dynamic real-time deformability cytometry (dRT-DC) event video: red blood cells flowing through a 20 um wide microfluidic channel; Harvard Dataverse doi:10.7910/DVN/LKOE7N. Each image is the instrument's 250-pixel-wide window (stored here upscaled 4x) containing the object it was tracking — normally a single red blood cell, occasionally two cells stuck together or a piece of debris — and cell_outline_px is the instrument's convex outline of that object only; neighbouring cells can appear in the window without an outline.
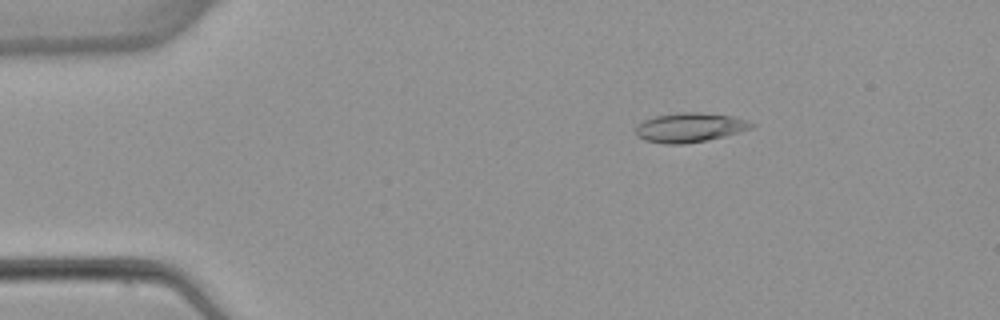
{"species": "common noctule bat (a hibernating species)", "species_latin": "Nyctalus noctula", "temperature_condition": "warm", "stored_images_in_passage": 5, "camera_frame_rate_fps": 3000, "um_per_image_px": 0.085, "animal": {"sex": "female", "body_mass_g": 22.7, "forearm_length_mm": 54.2}, "frame": {"image": 1, "passage_image": 1, "time_ms": 0.0, "image_size_px": [1000, 320], "cell_outline_px": [[756, 124], [752, 128], [724, 136], [684, 144], [664, 144], [644, 140], [636, 136], [636, 128], [644, 120], [656, 116], [680, 112], [700, 112], [732, 116], [748, 120]], "centroid_in_image_um": [58.64, 10.83], "position_along_channel_um": 26.4, "area_um2": 19.71}}
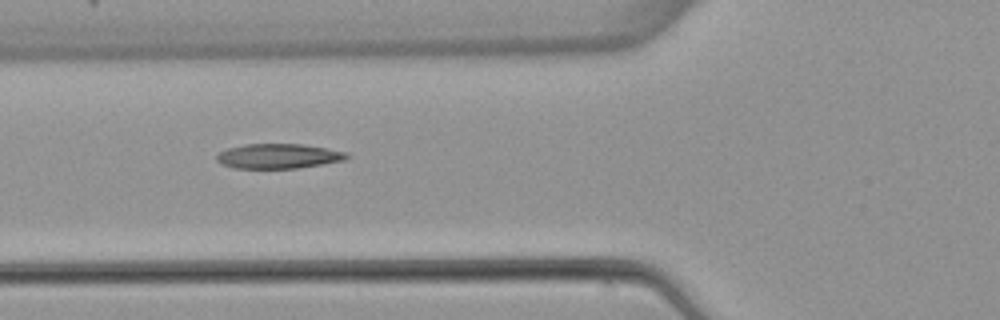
{"frame": {"image": 2, "passage_image": 4, "time_ms": 3.667, "image_size_px": [1000, 320], "cell_outline_px": [[352, 156], [344, 160], [296, 168], [236, 168], [220, 164], [216, 160], [216, 156], [220, 152], [228, 148], [244, 144], [304, 144], [348, 152]], "centroid_in_image_um": [23.67, 13.26], "position_along_channel_um": 102.1, "area_um2": 18.79}}
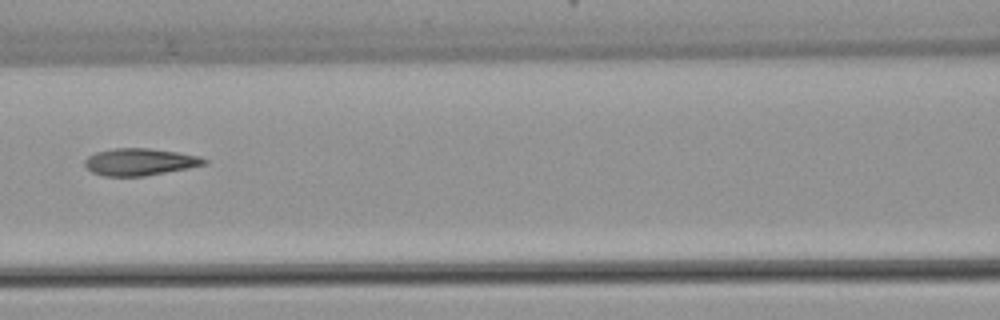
{"frame": {"image": 3, "passage_image": 5, "time_ms": 5.0, "image_size_px": [1000, 320], "cell_outline_px": [[208, 164], [188, 168], [144, 176], [104, 176], [92, 172], [84, 164], [84, 160], [88, 156], [96, 152], [116, 148], [148, 148], [176, 152], [200, 156], [208, 160]], "centroid_in_image_um": [11.9, 13.76], "position_along_channel_um": 154.7, "area_um2": 18.79}}